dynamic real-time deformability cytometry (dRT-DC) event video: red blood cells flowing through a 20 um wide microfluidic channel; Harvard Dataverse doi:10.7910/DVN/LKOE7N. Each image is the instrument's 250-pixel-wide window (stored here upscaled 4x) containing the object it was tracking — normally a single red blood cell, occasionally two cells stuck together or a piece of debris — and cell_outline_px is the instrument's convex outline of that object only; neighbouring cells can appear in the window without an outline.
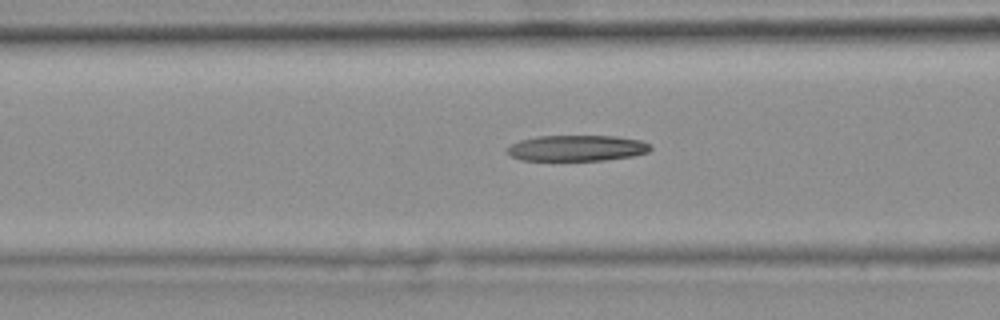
{"species": "common noctule bat (a hibernating species)", "species_latin": "Nyctalus noctula", "temperature_condition": "warm", "stored_images_in_passage": 46, "camera_frame_rate_fps": 3000, "um_per_image_px": 0.085, "animal": {"sex": "female", "body_mass_g": 25.1}, "frame": {"image": 1, "passage_image": 20, "time_ms": 6.333, "image_size_px": [1000, 320], "cell_outline_px": [[652, 148], [648, 152], [632, 156], [604, 160], [520, 160], [512, 156], [508, 152], [508, 148], [512, 144], [520, 140], [536, 136], [616, 136], [640, 140], [648, 144]], "centroid_in_image_um": [49.04, 12.58], "position_along_channel_um": 117.6, "area_um2": 21.44}, "authors_computed_cell_mechanics": {"area_um2": 22.5709, "velocity_mm_per_s": 3.7705, "shape_relaxation_time_tau1_ms": null, "shape_relaxation_time_tau2_ms": 4.8275, "deformation_change_tau1": null, "deformation_change_tau2": 0.1739}}